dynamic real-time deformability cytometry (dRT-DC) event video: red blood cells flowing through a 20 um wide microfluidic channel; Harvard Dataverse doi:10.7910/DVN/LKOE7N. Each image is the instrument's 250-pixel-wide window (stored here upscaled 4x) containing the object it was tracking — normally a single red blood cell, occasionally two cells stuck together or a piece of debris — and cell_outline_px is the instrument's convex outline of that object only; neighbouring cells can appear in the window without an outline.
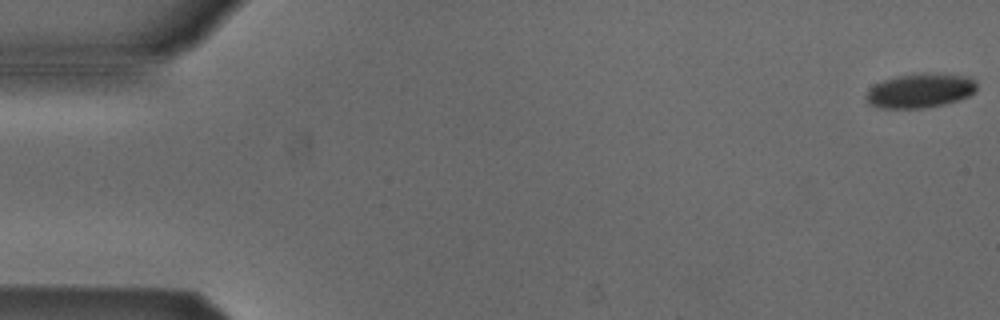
{"species": "Egyptian fruit bat (a non-hibernating species)", "species_latin": "Rousettus aegyptiacus", "temperature_condition": "cold", "stored_images_in_passage": 53, "camera_frame_rate_fps": 3000, "um_per_image_px": 0.085, "animal": {"sex": "male"}, "frame": {"image": 1, "passage_image": 1, "time_ms": 0.0, "image_size_px": [1000, 320], "cell_outline_px": [[976, 92], [960, 100], [944, 104], [924, 108], [880, 108], [868, 104], [868, 92], [876, 84], [884, 80], [900, 76], [924, 72], [960, 76], [972, 80], [976, 84]], "centroid_in_image_um": [78.23, 7.72], "position_along_channel_um": 6.8, "area_um2": 21.68}}
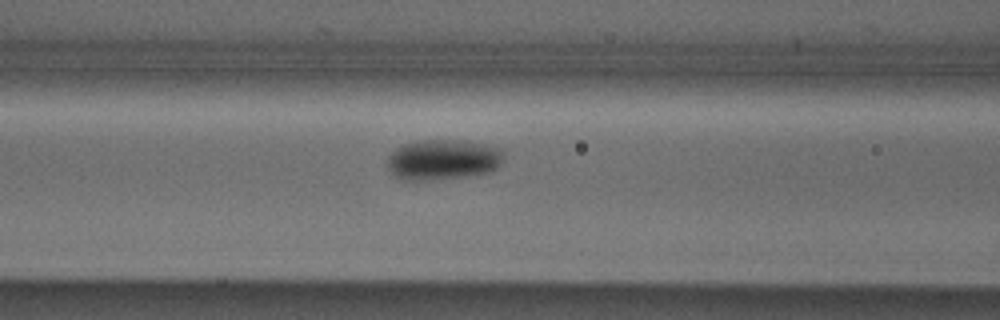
{"frame": {"image": 2, "passage_image": 22, "time_ms": 7.0, "image_size_px": [1000, 320], "cell_outline_px": [[504, 156], [500, 164], [492, 172], [464, 176], [424, 180], [400, 180], [388, 168], [388, 156], [396, 148], [404, 144], [424, 140], [464, 140], [484, 144], [500, 148], [504, 152]], "centroid_in_image_um": [37.67, 13.56], "position_along_channel_um": 128.9, "area_um2": 27.34}}
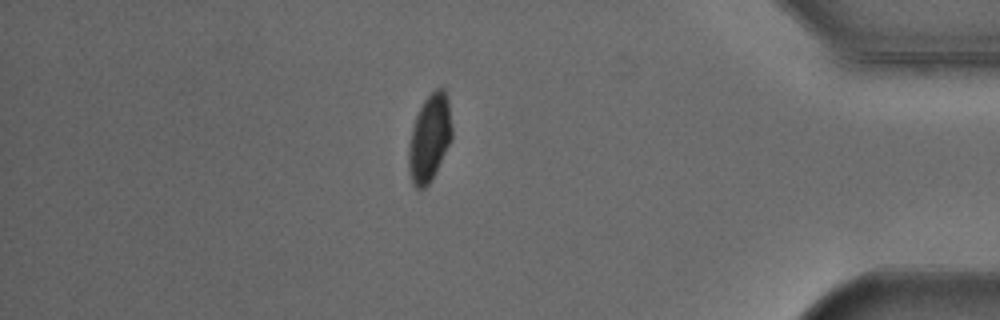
{"frame": {"image": 3, "passage_image": 46, "time_ms": 15.0, "image_size_px": [1000, 320], "cell_outline_px": [[452, 140], [432, 180], [424, 188], [416, 188], [412, 184], [408, 168], [408, 144], [412, 128], [416, 116], [424, 100], [436, 88], [444, 88], [448, 100], [452, 128]], "centroid_in_image_um": [36.51, 11.76], "position_along_channel_um": 398.7, "area_um2": 22.14}, "authors_computed_cell_mechanics": {"area_um2": 23.987, "velocity_mm_per_s": 3.8535, "shape_relaxation_time_tau1_ms": 3.2042, "shape_relaxation_time_tau2_ms": null, "deformation_change_tau1": 0.0738, "deformation_change_tau2": null}}